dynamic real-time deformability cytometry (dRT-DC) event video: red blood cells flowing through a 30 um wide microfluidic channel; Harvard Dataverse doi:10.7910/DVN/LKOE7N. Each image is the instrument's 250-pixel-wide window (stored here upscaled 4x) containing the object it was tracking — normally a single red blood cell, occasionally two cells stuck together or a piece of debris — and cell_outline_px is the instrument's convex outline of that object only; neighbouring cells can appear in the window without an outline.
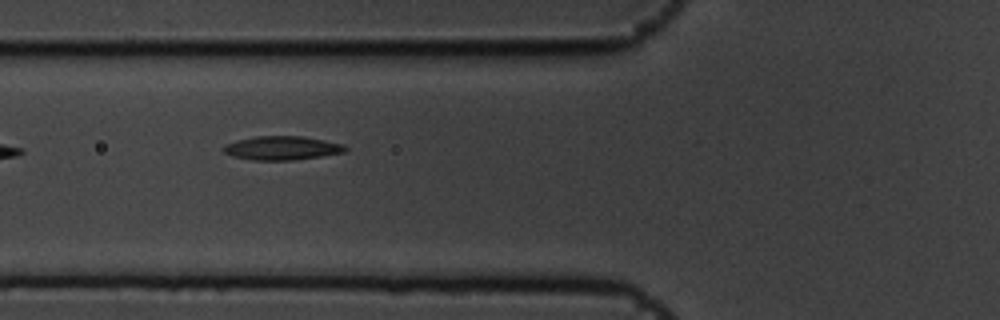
{"species": "common noctule bat (a hibernating species)", "species_latin": "Nyctalus noctula", "temperature_condition": "cold", "stored_images_in_passage": 7, "camera_frame_rate_fps": 3000, "um_per_image_px": 0.085, "animal": {"sex": "male", "body_mass_g": 19.5, "forearm_length_mm": 54.6}, "frame": {"image": 1, "passage_image": 6, "time_ms": 1.667, "image_size_px": [1000, 320], "cell_outline_px": [[348, 148], [344, 152], [320, 156], [292, 160], [252, 160], [232, 156], [224, 152], [220, 148], [224, 144], [236, 140], [256, 136], [304, 136], [344, 144]], "centroid_in_image_um": [23.92, 12.57], "position_along_channel_um": 101.9, "area_um2": 16.99}}
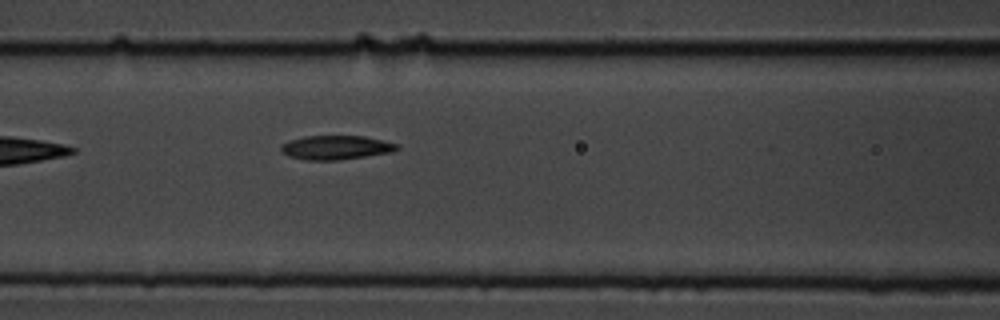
{"frame": {"image": 2, "passage_image": 7, "time_ms": 2.0, "image_size_px": [1000, 320], "cell_outline_px": [[400, 148], [392, 152], [340, 160], [308, 160], [288, 156], [280, 152], [280, 144], [288, 140], [304, 136], [364, 136], [384, 140], [396, 144]], "centroid_in_image_um": [28.51, 12.53], "position_along_channel_um": 138.1, "area_um2": 16.42}}